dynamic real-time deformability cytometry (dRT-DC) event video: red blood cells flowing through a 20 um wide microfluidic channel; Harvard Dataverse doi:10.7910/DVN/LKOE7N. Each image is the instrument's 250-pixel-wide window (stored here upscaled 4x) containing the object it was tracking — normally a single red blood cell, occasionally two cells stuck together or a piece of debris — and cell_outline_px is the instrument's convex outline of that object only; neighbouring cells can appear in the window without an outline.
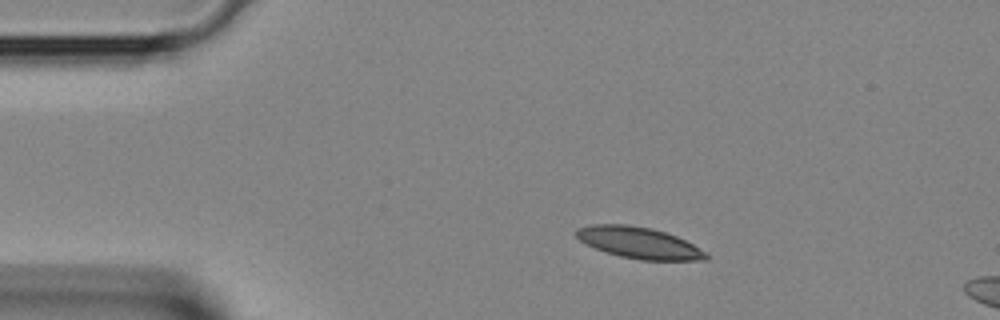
{"species": "Egyptian fruit bat (a non-hibernating species)", "species_latin": "Rousettus aegyptiacus", "temperature_condition": "room temperature", "stored_images_in_passage": 5, "camera_frame_rate_fps": 3000, "um_per_image_px": 0.085, "animal": {"sex": "female"}, "frame": {"image": 1, "passage_image": 1, "time_ms": 0.0, "image_size_px": [1000, 320], "cell_outline_px": [[708, 260], [640, 260], [620, 256], [596, 248], [580, 240], [576, 236], [576, 228], [592, 224], [628, 224], [652, 228], [676, 236], [692, 244], [704, 252], [708, 256]], "centroid_in_image_um": [54.3, 20.63], "position_along_channel_um": 30.7, "area_um2": 23.41}}